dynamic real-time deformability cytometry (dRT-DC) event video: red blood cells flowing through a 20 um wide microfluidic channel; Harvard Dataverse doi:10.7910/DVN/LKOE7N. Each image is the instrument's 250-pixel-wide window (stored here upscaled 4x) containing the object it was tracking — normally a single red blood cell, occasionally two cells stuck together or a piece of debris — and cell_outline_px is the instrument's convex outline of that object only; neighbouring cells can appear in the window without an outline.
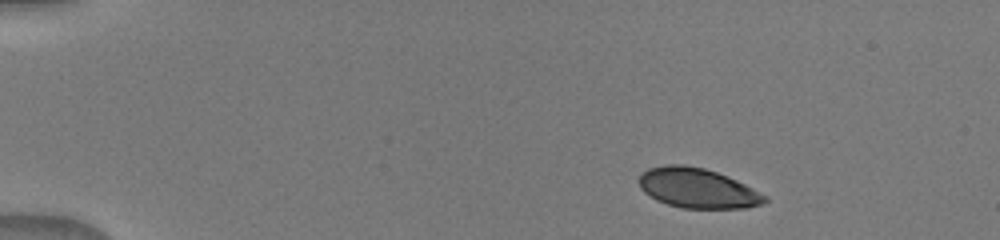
{"species": "human", "species_latin": "Homo sapiens", "temperature_condition": "warm", "stored_images_in_passage": 29, "camera_frame_rate_fps": 3000, "um_per_image_px": 0.085, "donor": {"sex": "male"}, "frame": {"image": 1, "passage_image": 1, "time_ms": 0.0, "image_size_px": [1000, 240], "cell_outline_px": [[768, 200], [764, 204], [744, 208], [680, 208], [656, 200], [644, 192], [640, 188], [640, 176], [648, 168], [664, 164], [684, 164], [704, 168], [728, 176], [768, 196]], "centroid_in_image_um": [59.3, 15.99], "position_along_channel_um": 25.7, "area_um2": 29.25}}
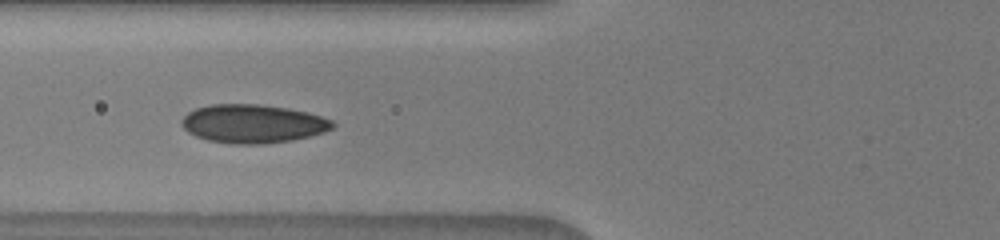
{"frame": {"image": 2, "passage_image": 7, "time_ms": 4.333, "image_size_px": [1000, 240], "cell_outline_px": [[336, 124], [332, 128], [324, 132], [292, 140], [264, 144], [232, 144], [208, 140], [196, 136], [188, 132], [180, 124], [180, 120], [188, 112], [196, 108], [212, 104], [260, 104], [288, 108], [308, 112], [332, 120]], "centroid_in_image_um": [21.48, 10.51], "position_along_channel_um": 104.3, "area_um2": 33.99}}
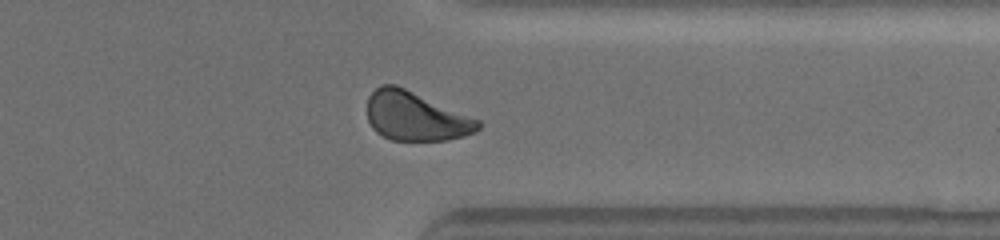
{"frame": {"image": 3, "passage_image": 19, "time_ms": 11.0, "image_size_px": [1000, 240], "cell_outline_px": [[480, 128], [476, 132], [464, 136], [448, 140], [392, 140], [376, 132], [372, 128], [368, 120], [368, 96], [380, 84], [396, 84], [480, 120]], "centroid_in_image_um": [35.32, 9.88], "position_along_channel_um": 376.1, "area_um2": 31.62}}